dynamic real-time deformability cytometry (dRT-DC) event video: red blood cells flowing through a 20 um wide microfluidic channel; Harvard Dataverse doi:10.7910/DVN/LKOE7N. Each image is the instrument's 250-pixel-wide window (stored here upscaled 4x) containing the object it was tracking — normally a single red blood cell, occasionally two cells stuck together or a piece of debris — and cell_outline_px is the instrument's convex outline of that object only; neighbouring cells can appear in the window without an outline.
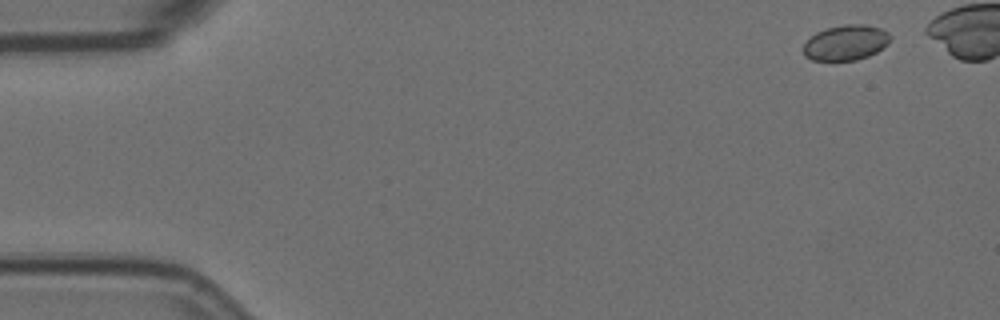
{"species": "Egyptian fruit bat (a non-hibernating species)", "species_latin": "Rousettus aegyptiacus", "temperature_condition": "room temperature", "stored_images_in_passage": 6, "camera_frame_rate_fps": 3000, "um_per_image_px": 0.085, "animal": {"sex": "female"}, "frame": {"image": 1, "passage_image": 1, "time_ms": 0.0, "image_size_px": [1000, 320], "cell_outline_px": [[892, 36], [888, 44], [876, 52], [868, 56], [856, 60], [812, 60], [804, 56], [804, 44], [816, 32], [828, 28], [844, 24], [864, 24], [880, 28], [888, 32]], "centroid_in_image_um": [71.92, 3.62], "position_along_channel_um": 13.1, "area_um2": 17.8}}